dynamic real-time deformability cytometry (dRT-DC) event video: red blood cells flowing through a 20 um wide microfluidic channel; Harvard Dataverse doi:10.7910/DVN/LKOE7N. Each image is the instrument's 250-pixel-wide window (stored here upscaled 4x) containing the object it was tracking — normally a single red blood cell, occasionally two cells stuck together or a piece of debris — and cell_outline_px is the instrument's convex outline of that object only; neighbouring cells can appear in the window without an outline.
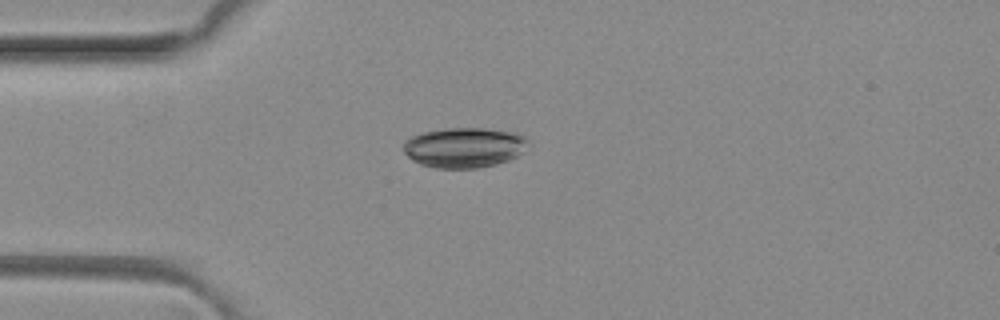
{"species": "common noctule bat (a hibernating species)", "species_latin": "Nyctalus noctula", "temperature_condition": "room temperature", "stored_images_in_passage": 5, "camera_frame_rate_fps": 3000, "um_per_image_px": 0.085, "animal": {"sex": "female", "body_mass_g": 29.2, "forearm_length_mm": 56.3}, "frame": {"image": 1, "passage_image": 4, "time_ms": 1.0, "image_size_px": [1000, 320], "cell_outline_px": [[528, 140], [520, 152], [516, 156], [508, 160], [496, 164], [476, 168], [436, 168], [420, 164], [412, 160], [400, 148], [412, 136], [424, 132], [444, 128], [484, 128], [516, 132], [524, 136]], "centroid_in_image_um": [39.42, 12.53], "position_along_channel_um": 45.6, "area_um2": 29.02}}